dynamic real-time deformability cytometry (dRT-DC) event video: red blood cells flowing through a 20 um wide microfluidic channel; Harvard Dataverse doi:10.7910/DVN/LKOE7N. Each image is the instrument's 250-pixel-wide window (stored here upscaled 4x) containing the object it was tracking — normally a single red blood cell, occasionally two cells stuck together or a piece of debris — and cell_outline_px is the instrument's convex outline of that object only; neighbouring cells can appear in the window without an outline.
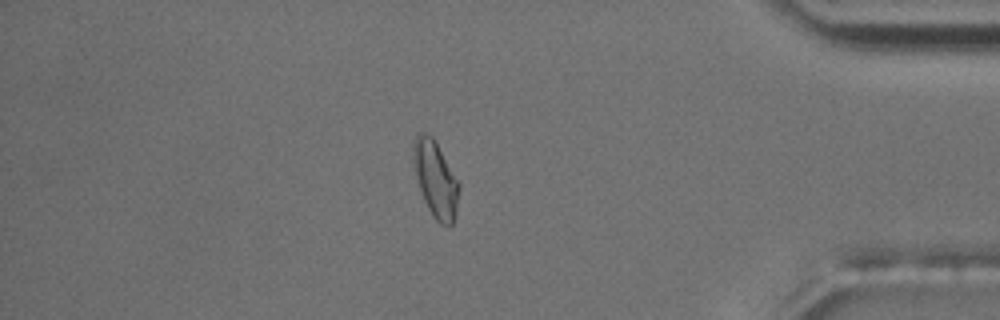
{"species": "common noctule bat (a hibernating species)", "species_latin": "Nyctalus noctula", "temperature_condition": "room temperature", "stored_images_in_passage": 54, "camera_frame_rate_fps": 3000, "um_per_image_px": 0.085, "animal": {"sex": "male", "body_mass_g": 17.5, "forearm_length_mm": 52.3}, "frame": {"image": 1, "passage_image": 46, "time_ms": 15.0, "image_size_px": [1000, 320], "cell_outline_px": [[460, 188], [456, 216], [452, 224], [448, 228], [440, 224], [432, 216], [424, 200], [416, 176], [412, 160], [412, 144], [416, 136], [420, 132], [424, 132], [432, 136], [460, 180]], "centroid_in_image_um": [37.05, 15.24], "position_along_channel_um": 398.2, "area_um2": 20.81}, "authors_computed_cell_mechanics": {"area_um2": 18.207, "velocity_mm_per_s": 3.7153, "shape_relaxation_time_tau1_ms": 4.2985, "shape_relaxation_time_tau2_ms": 1.4344, "deformation_change_tau1": 0.122, "deformation_change_tau2": 0.0796}}